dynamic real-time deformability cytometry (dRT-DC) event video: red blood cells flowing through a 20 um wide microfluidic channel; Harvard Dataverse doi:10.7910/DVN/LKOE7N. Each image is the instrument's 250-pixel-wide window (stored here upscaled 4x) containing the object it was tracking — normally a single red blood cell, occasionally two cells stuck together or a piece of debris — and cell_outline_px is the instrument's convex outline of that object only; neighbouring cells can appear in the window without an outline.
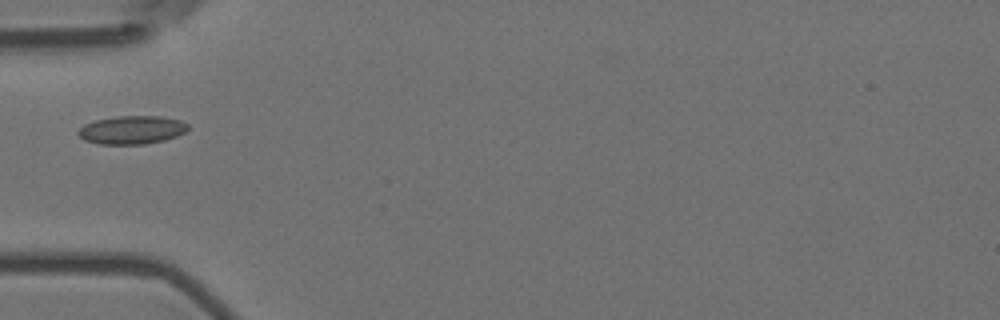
{"species": "Egyptian fruit bat (a non-hibernating species)", "species_latin": "Rousettus aegyptiacus", "temperature_condition": "room temperature", "stored_images_in_passage": 11, "camera_frame_rate_fps": 3000, "um_per_image_px": 0.085, "animal": {"sex": "female"}, "frame": {"image": 1, "passage_image": 1, "time_ms": 0.0, "image_size_px": [1000, 320], "cell_outline_px": [[188, 128], [184, 132], [176, 136], [164, 140], [144, 144], [100, 144], [84, 140], [76, 132], [84, 124], [96, 120], [120, 116], [160, 116], [180, 120], [188, 124]], "centroid_in_image_um": [11.2, 11.04], "position_along_channel_um": 73.8, "area_um2": 17.98}}
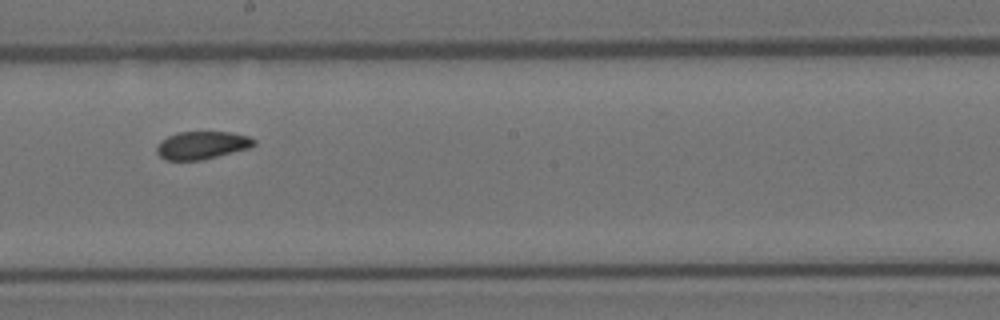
{"frame": {"image": 2, "passage_image": 5, "time_ms": 1.333, "image_size_px": [1000, 320], "cell_outline_px": [[256, 144], [248, 148], [200, 160], [164, 160], [156, 152], [156, 148], [160, 140], [176, 132], [232, 132], [248, 136], [256, 140]], "centroid_in_image_um": [17.13, 12.33], "position_along_channel_um": 231.1, "area_um2": 15.72}}
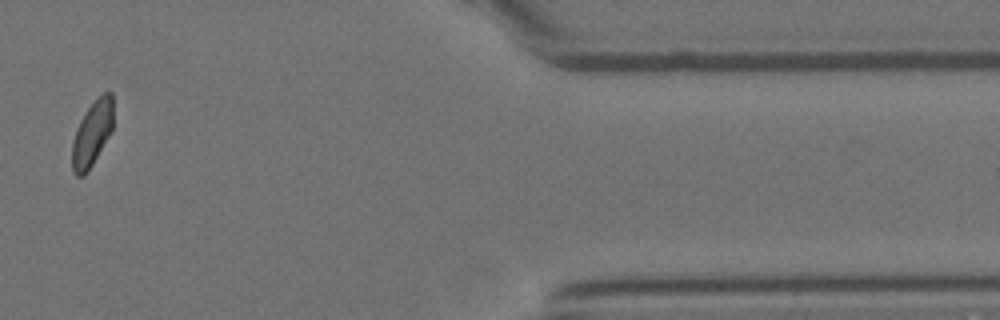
{"frame": {"image": 3, "passage_image": 10, "time_ms": 3.0, "image_size_px": [1000, 320], "cell_outline_px": [[112, 128], [108, 136], [92, 164], [84, 176], [76, 176], [72, 172], [72, 140], [80, 120], [88, 108], [104, 92], [112, 92]], "centroid_in_image_um": [7.8, 11.38], "position_along_channel_um": 403.6, "area_um2": 15.2}}